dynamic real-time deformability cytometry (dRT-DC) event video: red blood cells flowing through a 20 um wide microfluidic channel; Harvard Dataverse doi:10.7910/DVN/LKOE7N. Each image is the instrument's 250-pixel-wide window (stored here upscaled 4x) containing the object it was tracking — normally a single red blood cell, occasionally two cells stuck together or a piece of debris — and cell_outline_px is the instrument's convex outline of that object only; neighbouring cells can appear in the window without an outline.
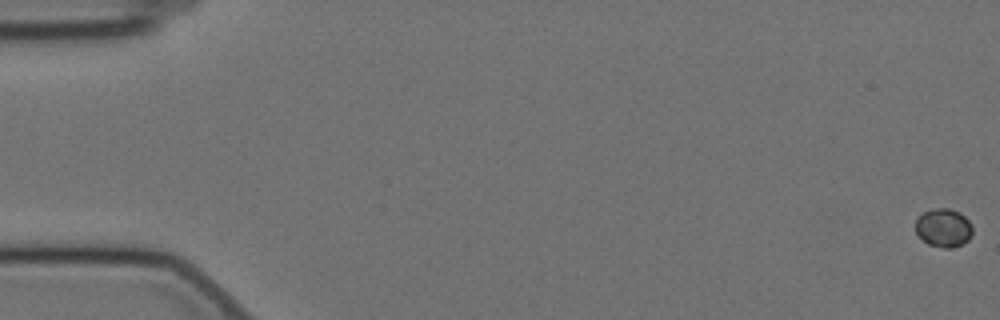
{"species": "Egyptian fruit bat (a non-hibernating species)", "species_latin": "Rousettus aegyptiacus", "temperature_condition": "cold", "stored_images_in_passage": 11, "camera_frame_rate_fps": 3000, "um_per_image_px": 0.085, "animal": {"sex": "female"}, "frame": {"image": 1, "passage_image": 1, "time_ms": 0.0, "image_size_px": [1000, 320], "cell_outline_px": [[972, 236], [968, 240], [952, 248], [944, 248], [928, 244], [916, 232], [916, 220], [924, 212], [932, 208], [948, 208], [960, 212], [972, 224]], "centroid_in_image_um": [80.22, 19.35], "position_along_channel_um": 4.8, "area_um2": 12.72}}